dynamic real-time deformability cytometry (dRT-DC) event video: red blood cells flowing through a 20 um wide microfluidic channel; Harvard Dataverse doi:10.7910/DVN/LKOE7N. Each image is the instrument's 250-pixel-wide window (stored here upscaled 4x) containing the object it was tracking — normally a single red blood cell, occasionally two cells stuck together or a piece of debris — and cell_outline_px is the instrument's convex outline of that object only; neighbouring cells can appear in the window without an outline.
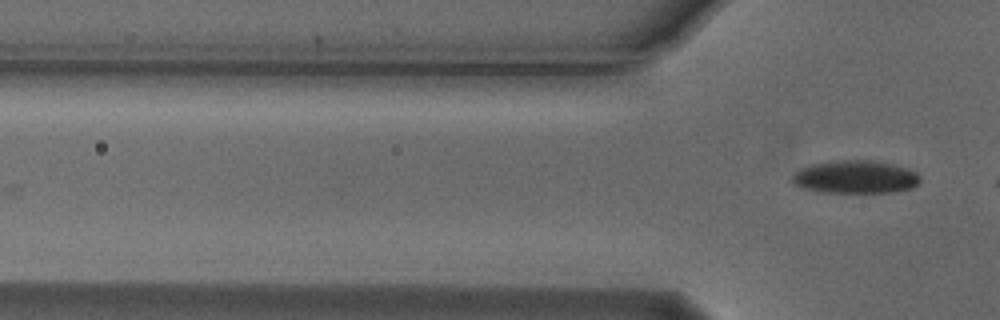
{"species": "Egyptian fruit bat (a non-hibernating species)", "species_latin": "Rousettus aegyptiacus", "temperature_condition": "cold", "stored_images_in_passage": 6, "camera_frame_rate_fps": 3000, "um_per_image_px": 0.085, "animal": {"sex": "male"}, "frame": {"image": 1, "passage_image": 6, "time_ms": 1.667, "image_size_px": [1000, 320], "cell_outline_px": [[920, 180], [912, 188], [892, 192], [820, 192], [804, 188], [792, 184], [792, 176], [800, 168], [812, 164], [840, 160], [872, 160], [896, 164], [916, 172], [920, 176]], "centroid_in_image_um": [72.71, 15.04], "position_along_channel_um": 53.1, "area_um2": 24.57}}